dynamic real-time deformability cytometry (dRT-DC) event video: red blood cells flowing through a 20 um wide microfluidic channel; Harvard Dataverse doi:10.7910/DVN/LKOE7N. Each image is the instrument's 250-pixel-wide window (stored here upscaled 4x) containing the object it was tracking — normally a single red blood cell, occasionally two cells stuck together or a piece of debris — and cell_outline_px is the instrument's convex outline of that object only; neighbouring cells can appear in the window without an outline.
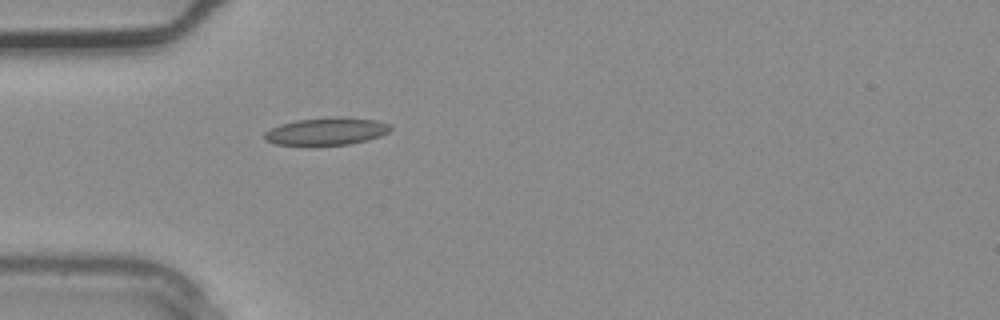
{"species": "common noctule bat (a hibernating species)", "species_latin": "Nyctalus noctula", "temperature_condition": "warm", "stored_images_in_passage": 2, "camera_frame_rate_fps": 3000, "um_per_image_px": 0.085, "animal": {"sex": "male", "body_mass_g": 20.4}, "frame": {"image": 1, "passage_image": 2, "time_ms": 0.333, "image_size_px": [1000, 320], "cell_outline_px": [[392, 128], [388, 132], [380, 136], [348, 144], [276, 144], [264, 140], [264, 132], [280, 124], [296, 120], [332, 116], [336, 116], [376, 120], [388, 124]], "centroid_in_image_um": [27.73, 11.14], "position_along_channel_um": 57.3, "area_um2": 19.83}}